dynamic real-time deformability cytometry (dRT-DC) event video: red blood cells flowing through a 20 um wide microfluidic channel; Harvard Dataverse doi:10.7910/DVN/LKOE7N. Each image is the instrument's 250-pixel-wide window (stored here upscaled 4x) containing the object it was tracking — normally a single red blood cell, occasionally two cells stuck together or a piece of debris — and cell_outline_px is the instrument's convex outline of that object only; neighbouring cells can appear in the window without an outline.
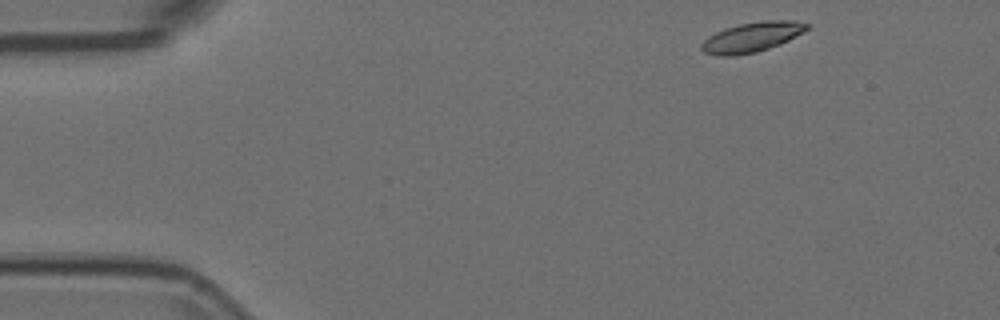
{"species": "Egyptian fruit bat (a non-hibernating species)", "species_latin": "Rousettus aegyptiacus", "temperature_condition": "room temperature", "stored_images_in_passage": 49, "camera_frame_rate_fps": 3000, "um_per_image_px": 0.085, "animal": {"sex": "female"}, "frame": {"image": 1, "passage_image": 1, "time_ms": 0.0, "image_size_px": [1000, 320], "cell_outline_px": [[808, 28], [804, 32], [780, 44], [756, 52], [732, 56], [716, 56], [704, 52], [700, 48], [700, 44], [708, 36], [724, 28], [740, 24], [764, 20], [796, 20], [808, 24]], "centroid_in_image_um": [63.89, 3.15], "position_along_channel_um": 21.1, "area_um2": 18.38}}
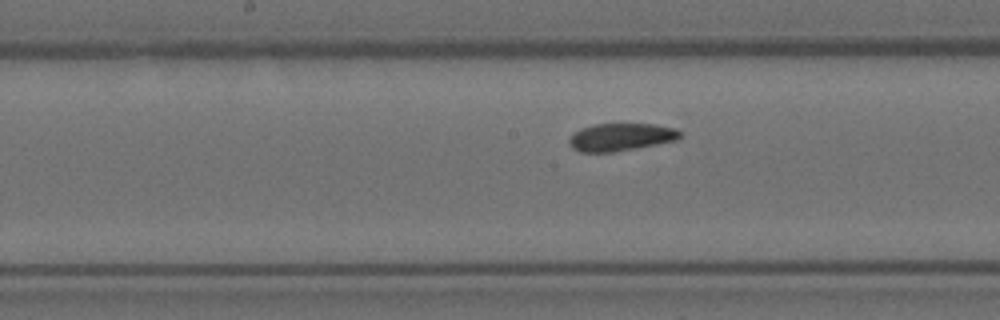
{"frame": {"image": 2, "passage_image": 22, "time_ms": 7.0, "image_size_px": [1000, 320], "cell_outline_px": [[680, 136], [676, 140], [636, 148], [612, 152], [580, 152], [572, 148], [568, 144], [568, 140], [572, 132], [580, 128], [592, 124], [652, 124], [676, 128], [680, 132]], "centroid_in_image_um": [52.7, 11.64], "position_along_channel_um": 195.5, "area_um2": 17.92}}
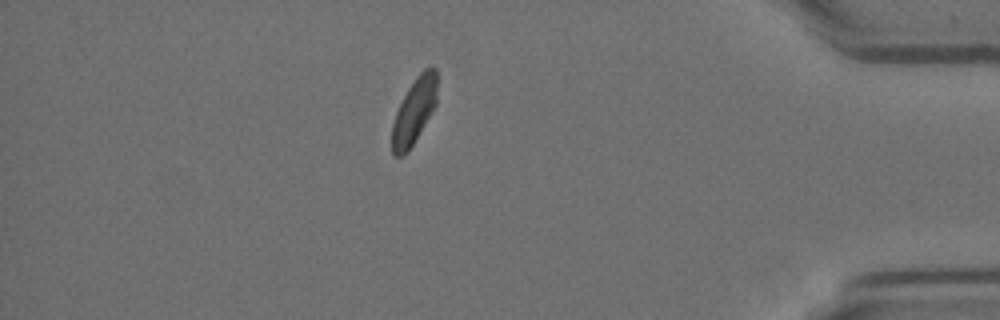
{"frame": {"image": 3, "passage_image": 42, "time_ms": 13.667, "image_size_px": [1000, 320], "cell_outline_px": [[436, 104], [408, 152], [404, 156], [392, 156], [392, 124], [396, 112], [408, 88], [416, 76], [424, 68], [436, 68]], "centroid_in_image_um": [35.18, 9.47], "position_along_channel_um": 400.0, "area_um2": 16.99}, "authors_computed_cell_mechanics": {"area_um2": 18.2648, "velocity_mm_per_s": 3.685, "shape_relaxation_time_tau1_ms": 5.6777, "shape_relaxation_time_tau2_ms": 2.6255, "deformation_change_tau1": 0.1103, "deformation_change_tau2": 0.0806}}